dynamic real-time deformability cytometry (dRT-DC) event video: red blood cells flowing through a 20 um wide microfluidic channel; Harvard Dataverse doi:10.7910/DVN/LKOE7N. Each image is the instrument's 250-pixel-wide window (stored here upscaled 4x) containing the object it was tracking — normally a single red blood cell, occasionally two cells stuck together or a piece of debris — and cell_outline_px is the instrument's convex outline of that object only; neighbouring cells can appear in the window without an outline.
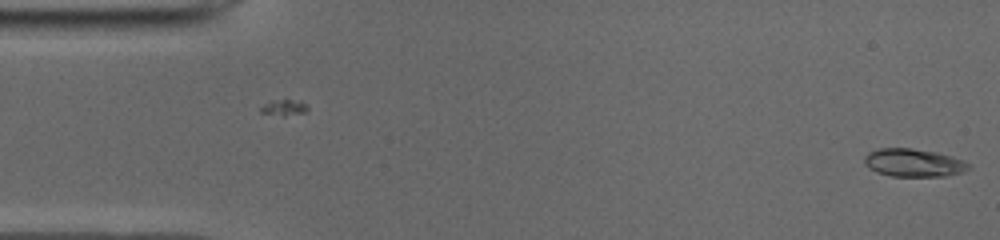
{"species": "common noctule bat (a hibernating species)", "species_latin": "Nyctalus noctula", "temperature_condition": "cold", "stored_images_in_passage": 6, "camera_frame_rate_fps": 3000, "um_per_image_px": 0.085, "animal": {"sex": "male", "body_mass_g": 19.0, "forearm_length_mm": 50.8}, "frame": {"image": 1, "passage_image": 6, "time_ms": 1.667, "image_size_px": [1000, 240], "cell_outline_px": [[972, 168], [964, 172], [944, 176], [892, 176], [876, 172], [868, 168], [864, 164], [864, 156], [868, 152], [880, 148], [912, 148], [936, 152], [952, 156], [964, 160]], "centroid_in_image_um": [77.65, 13.83], "position_along_channel_um": 7.3, "area_um2": 17.17}}